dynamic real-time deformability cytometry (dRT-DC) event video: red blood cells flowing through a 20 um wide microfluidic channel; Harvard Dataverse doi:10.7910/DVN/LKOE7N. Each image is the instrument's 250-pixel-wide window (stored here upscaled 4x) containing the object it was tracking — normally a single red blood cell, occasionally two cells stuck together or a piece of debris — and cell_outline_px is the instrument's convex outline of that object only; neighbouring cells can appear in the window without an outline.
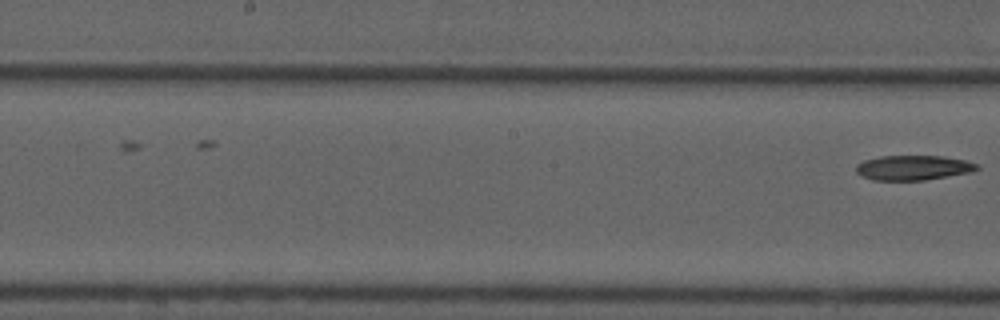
{"species": "common noctule bat (a hibernating species)", "species_latin": "Nyctalus noctula", "temperature_condition": "cold", "stored_images_in_passage": 9, "camera_frame_rate_fps": 3000, "um_per_image_px": 0.085, "animal": {"sex": "male", "forearm_length_mm": 52.5}, "frame": {"image": 1, "passage_image": 9, "time_ms": 10.333, "image_size_px": [1000, 320], "cell_outline_px": [[980, 168], [968, 172], [948, 176], [924, 180], [872, 180], [856, 172], [856, 164], [864, 160], [880, 156], [940, 156], [964, 160], [976, 164]], "centroid_in_image_um": [77.57, 14.25], "position_along_channel_um": 170.6, "area_um2": 17.22}}